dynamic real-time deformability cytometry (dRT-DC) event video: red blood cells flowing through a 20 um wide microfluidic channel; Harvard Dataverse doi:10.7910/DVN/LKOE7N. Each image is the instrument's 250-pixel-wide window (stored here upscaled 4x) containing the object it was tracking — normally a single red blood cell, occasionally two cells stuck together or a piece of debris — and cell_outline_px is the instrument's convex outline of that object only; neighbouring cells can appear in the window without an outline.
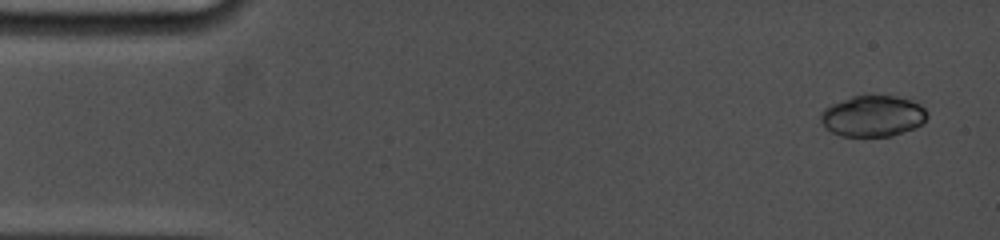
{"species": "common noctule bat (a hibernating species)", "species_latin": "Nyctalus noctula", "temperature_condition": "cold", "stored_images_in_passage": 6, "camera_frame_rate_fps": 5000, "um_per_image_px": 0.085, "animal": {"sex": "female", "body_mass_g": 19.0, "forearm_length_mm": 53.3}, "frame": {"image": 1, "passage_image": 1, "time_ms": 0.0, "image_size_px": [1000, 240], "cell_outline_px": [[928, 116], [920, 124], [912, 128], [892, 136], [840, 136], [832, 132], [820, 120], [820, 112], [824, 108], [832, 104], [852, 96], [896, 96], [912, 100], [920, 104], [928, 112]], "centroid_in_image_um": [74.19, 9.86], "position_along_channel_um": 10.8, "area_um2": 25.32}}